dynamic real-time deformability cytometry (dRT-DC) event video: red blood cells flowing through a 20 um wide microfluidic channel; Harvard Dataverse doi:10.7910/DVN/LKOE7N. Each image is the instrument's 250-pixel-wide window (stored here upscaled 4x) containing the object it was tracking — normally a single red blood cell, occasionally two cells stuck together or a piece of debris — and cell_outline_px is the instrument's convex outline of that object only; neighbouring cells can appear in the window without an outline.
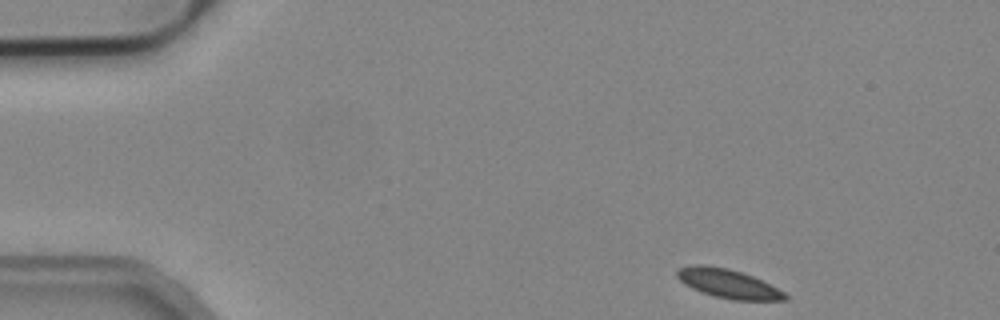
{"species": "common noctule bat (a hibernating species)", "species_latin": "Nyctalus noctula", "temperature_condition": "cold", "stored_images_in_passage": 11, "camera_frame_rate_fps": 3000, "um_per_image_px": 0.085, "animal": {"sex": "male", "body_mass_g": 19.2, "forearm_length_mm": 51.8}, "frame": {"image": 1, "passage_image": 1, "time_ms": 0.0, "image_size_px": [1000, 320], "cell_outline_px": [[788, 300], [732, 300], [700, 292], [684, 284], [676, 276], [676, 272], [680, 268], [696, 264], [704, 264], [728, 268], [752, 276], [784, 292], [788, 296]], "centroid_in_image_um": [61.86, 24.11], "position_along_channel_um": 23.1, "area_um2": 18.03}}
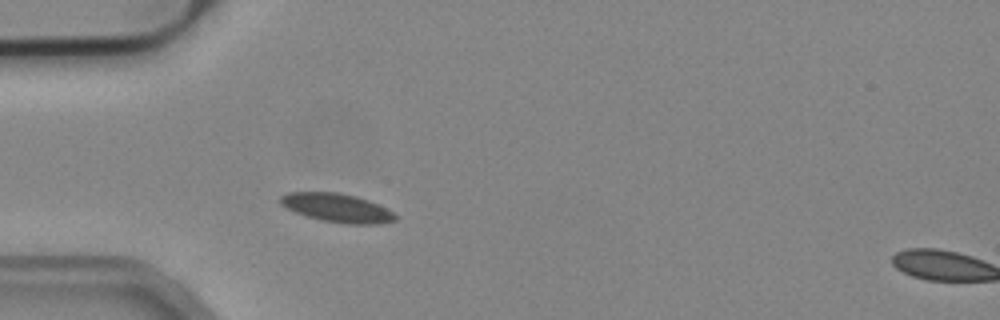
{"frame": {"image": 2, "passage_image": 10, "time_ms": 3.0, "image_size_px": [1000, 320], "cell_outline_px": [[396, 220], [380, 224], [344, 224], [320, 220], [296, 212], [280, 204], [280, 196], [288, 192], [336, 192], [356, 196], [368, 200], [392, 212], [396, 216]], "centroid_in_image_um": [28.63, 17.67], "position_along_channel_um": 56.4, "area_um2": 19.02}}